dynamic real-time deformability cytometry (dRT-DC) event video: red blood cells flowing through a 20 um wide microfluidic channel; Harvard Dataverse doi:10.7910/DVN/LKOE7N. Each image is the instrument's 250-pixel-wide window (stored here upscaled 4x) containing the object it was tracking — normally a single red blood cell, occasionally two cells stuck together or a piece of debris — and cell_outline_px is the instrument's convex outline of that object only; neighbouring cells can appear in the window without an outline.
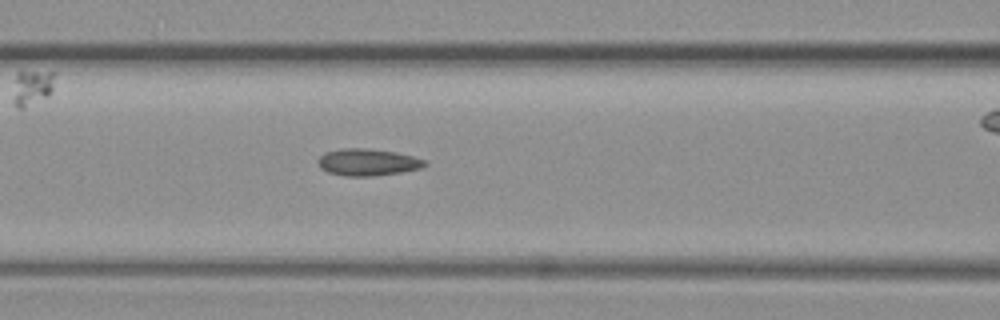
{"species": "common noctule bat (a hibernating species)", "species_latin": "Nyctalus noctula", "temperature_condition": "warm", "stored_images_in_passage": 41, "camera_frame_rate_fps": 3000, "um_per_image_px": 0.085, "animal": {"sex": "female", "body_mass_g": 19.3, "forearm_length_mm": 54.1}, "frame": {"image": 1, "passage_image": 11, "time_ms": 3.333, "image_size_px": [1000, 320], "cell_outline_px": [[428, 164], [420, 168], [400, 172], [372, 176], [344, 176], [328, 172], [320, 168], [316, 160], [324, 152], [340, 148], [364, 148], [396, 152], [428, 160]], "centroid_in_image_um": [31.23, 13.78], "position_along_channel_um": 135.4, "area_um2": 16.88}}
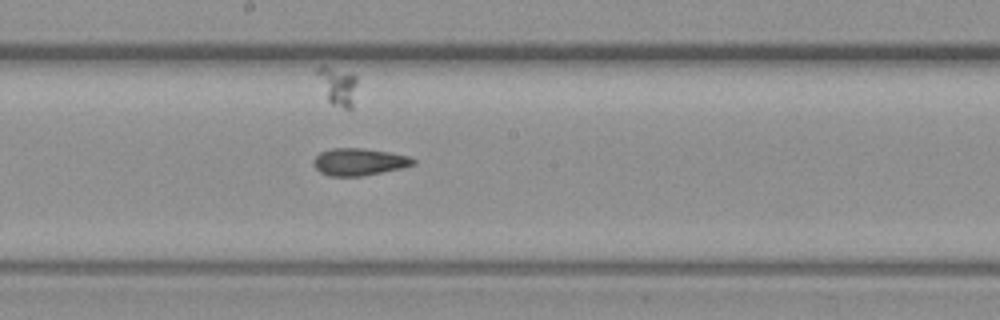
{"frame": {"image": 2, "passage_image": 19, "time_ms": 6.0, "image_size_px": [1000, 320], "cell_outline_px": [[416, 164], [400, 168], [360, 176], [328, 176], [320, 172], [316, 168], [316, 156], [320, 152], [332, 148], [360, 148], [388, 152], [408, 156], [416, 160]], "centroid_in_image_um": [30.53, 13.75], "position_along_channel_um": 217.7, "area_um2": 15.43}}
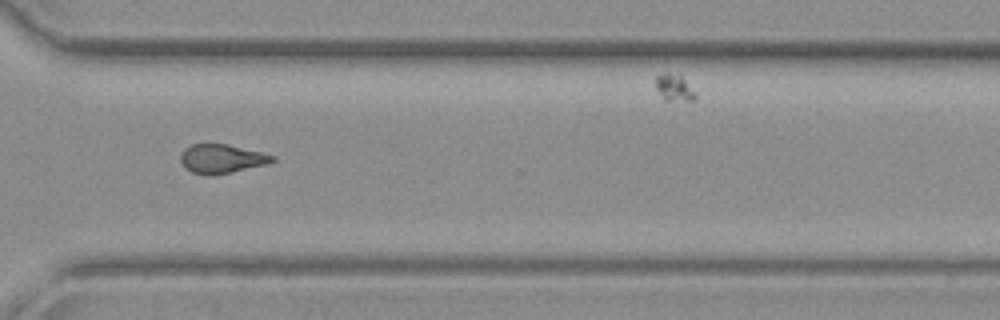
{"frame": {"image": 3, "passage_image": 32, "time_ms": 10.333, "image_size_px": [1000, 320], "cell_outline_px": [[276, 160], [268, 164], [212, 176], [208, 176], [192, 172], [184, 168], [180, 160], [180, 156], [184, 148], [192, 144], [228, 144], [276, 156]], "centroid_in_image_um": [18.83, 13.5], "position_along_channel_um": 351.8, "area_um2": 15.61}}